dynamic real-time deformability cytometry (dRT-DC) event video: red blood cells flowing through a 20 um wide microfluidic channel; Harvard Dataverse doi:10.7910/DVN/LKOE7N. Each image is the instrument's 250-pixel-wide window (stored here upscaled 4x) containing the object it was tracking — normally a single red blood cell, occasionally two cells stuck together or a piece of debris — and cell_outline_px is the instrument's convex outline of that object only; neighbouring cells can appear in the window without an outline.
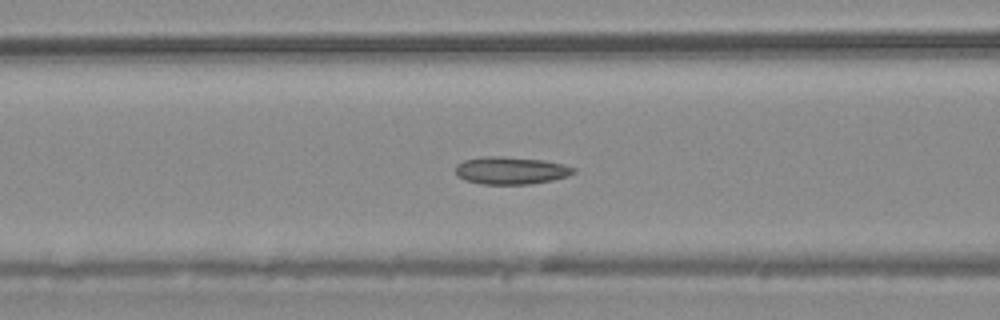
{"species": "common noctule bat (a hibernating species)", "species_latin": "Nyctalus noctula", "temperature_condition": "warm", "stored_images_in_passage": 54, "camera_frame_rate_fps": 3000, "um_per_image_px": 0.085, "animal": {"sex": "male", "body_mass_g": 20.4}, "frame": {"image": 1, "passage_image": 22, "time_ms": 7.0, "image_size_px": [1000, 320], "cell_outline_px": [[576, 172], [568, 176], [552, 180], [532, 184], [480, 184], [464, 180], [456, 176], [456, 164], [464, 160], [484, 156], [500, 156], [544, 160], [564, 164], [576, 168]], "centroid_in_image_um": [43.42, 14.49], "position_along_channel_um": 123.2, "area_um2": 19.13}}
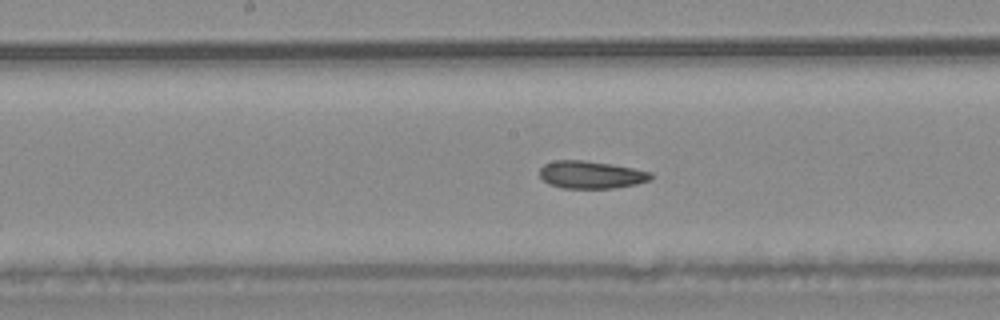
{"frame": {"image": 2, "passage_image": 28, "time_ms": 9.0, "image_size_px": [1000, 320], "cell_outline_px": [[652, 180], [636, 184], [616, 188], [564, 188], [548, 184], [540, 176], [540, 168], [544, 164], [552, 160], [584, 160], [612, 164], [652, 172]], "centroid_in_image_um": [50.24, 14.85], "position_along_channel_um": 198.0, "area_um2": 17.98}}
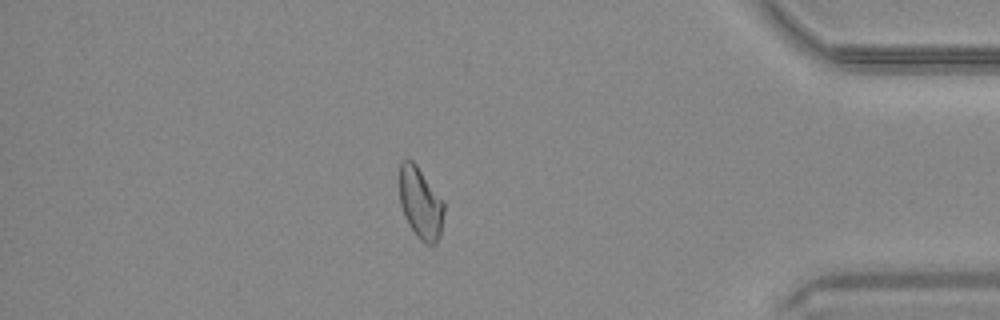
{"frame": {"image": 3, "passage_image": 47, "time_ms": 15.333, "image_size_px": [1000, 320], "cell_outline_px": [[444, 212], [440, 236], [436, 244], [424, 244], [416, 236], [408, 224], [404, 216], [400, 204], [400, 164], [404, 160], [412, 160], [416, 164], [444, 200]], "centroid_in_image_um": [35.76, 17.29], "position_along_channel_um": 399.4, "area_um2": 18.73}, "authors_computed_cell_mechanics": {"area_um2": 19.2474, "velocity_mm_per_s": 3.7419, "shape_relaxation_time_tau1_ms": null, "shape_relaxation_time_tau2_ms": 4.2129, "deformation_change_tau1": null, "deformation_change_tau2": 0.1175}}